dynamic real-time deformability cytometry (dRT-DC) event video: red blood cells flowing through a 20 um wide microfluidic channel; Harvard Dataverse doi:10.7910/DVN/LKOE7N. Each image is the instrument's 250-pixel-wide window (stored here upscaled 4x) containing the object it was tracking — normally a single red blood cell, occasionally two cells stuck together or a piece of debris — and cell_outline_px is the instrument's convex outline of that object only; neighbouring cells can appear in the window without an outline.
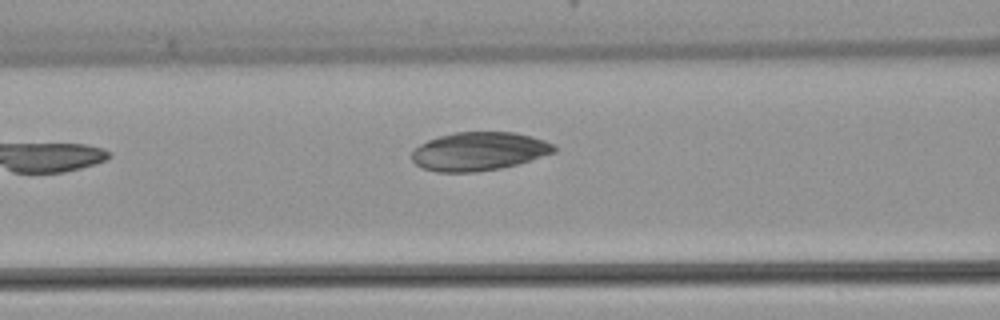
{"species": "common noctule bat (a hibernating species)", "species_latin": "Nyctalus noctula", "temperature_condition": "warm", "stored_images_in_passage": 5, "camera_frame_rate_fps": 3000, "um_per_image_px": 0.085, "animal": {"sex": "female", "body_mass_g": 22.7, "forearm_length_mm": 54.2}, "frame": {"image": 1, "passage_image": 5, "time_ms": 5.333, "image_size_px": [1000, 320], "cell_outline_px": [[556, 152], [532, 160], [500, 168], [476, 172], [436, 172], [424, 168], [416, 164], [412, 160], [412, 152], [420, 144], [428, 140], [440, 136], [456, 132], [516, 132], [532, 136], [556, 144]], "centroid_in_image_um": [40.75, 12.86], "position_along_channel_um": 125.8, "area_um2": 31.96}}